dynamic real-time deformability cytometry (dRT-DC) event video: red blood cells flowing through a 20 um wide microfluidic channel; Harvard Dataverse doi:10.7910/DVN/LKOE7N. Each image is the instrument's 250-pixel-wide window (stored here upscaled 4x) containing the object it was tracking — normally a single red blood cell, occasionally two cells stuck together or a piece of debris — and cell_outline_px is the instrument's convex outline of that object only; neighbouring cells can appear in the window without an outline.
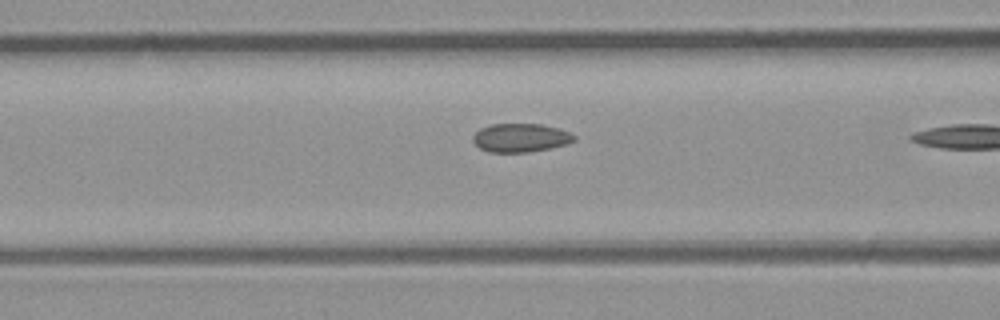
{"species": "common noctule bat (a hibernating species)", "species_latin": "Nyctalus noctula", "temperature_condition": "room temperature", "stored_images_in_passage": 6, "camera_frame_rate_fps": 3000, "um_per_image_px": 0.085, "animal": {"sex": "male", "body_mass_g": 23.1, "forearm_length_mm": 52.7}, "frame": {"image": 1, "passage_image": 4, "time_ms": 3.333, "image_size_px": [1000, 320], "cell_outline_px": [[576, 140], [564, 144], [548, 148], [528, 152], [488, 152], [480, 148], [472, 140], [472, 136], [480, 128], [492, 124], [540, 124], [560, 128], [576, 136]], "centroid_in_image_um": [44.23, 11.7], "position_along_channel_um": 122.4, "area_um2": 16.76}}